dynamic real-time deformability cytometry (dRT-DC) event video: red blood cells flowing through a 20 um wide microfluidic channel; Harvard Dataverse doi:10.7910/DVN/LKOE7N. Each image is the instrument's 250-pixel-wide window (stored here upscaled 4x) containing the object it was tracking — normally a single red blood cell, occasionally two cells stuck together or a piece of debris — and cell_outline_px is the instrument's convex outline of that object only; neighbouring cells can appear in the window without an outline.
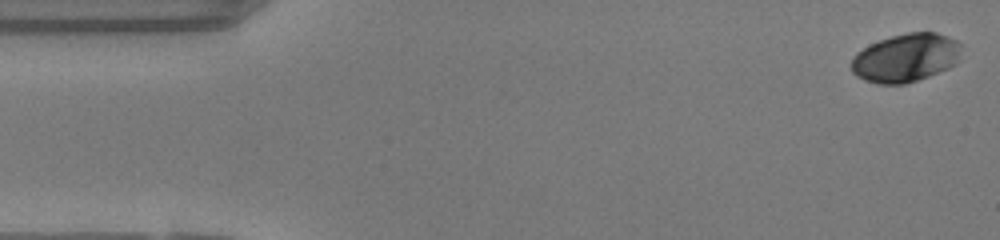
{"species": "human", "species_latin": "Homo sapiens", "temperature_condition": "warm", "stored_images_in_passage": 49, "camera_frame_rate_fps": 3000, "um_per_image_px": 0.085, "donor": {"sex": "female"}, "frame": {"image": 1, "passage_image": 1, "time_ms": 0.0, "image_size_px": [1000, 240], "cell_outline_px": [[960, 60], [956, 64], [948, 68], [928, 76], [904, 84], [880, 84], [864, 80], [856, 76], [852, 72], [852, 56], [856, 52], [880, 40], [892, 36], [908, 32], [936, 32], [948, 36], [956, 40], [960, 44]], "centroid_in_image_um": [77.0, 4.91], "position_along_channel_um": 8.0, "area_um2": 30.98}}
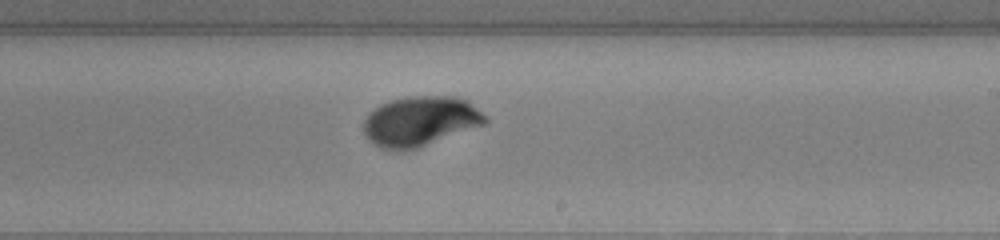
{"frame": {"image": 2, "passage_image": 28, "time_ms": 9.0, "image_size_px": [1000, 240], "cell_outline_px": [[488, 120], [484, 124], [416, 148], [396, 152], [372, 144], [368, 140], [364, 132], [364, 120], [368, 112], [380, 104], [388, 100], [408, 96], [456, 96], [468, 100]], "centroid_in_image_um": [35.66, 10.29], "position_along_channel_um": 253.3, "area_um2": 35.26}}
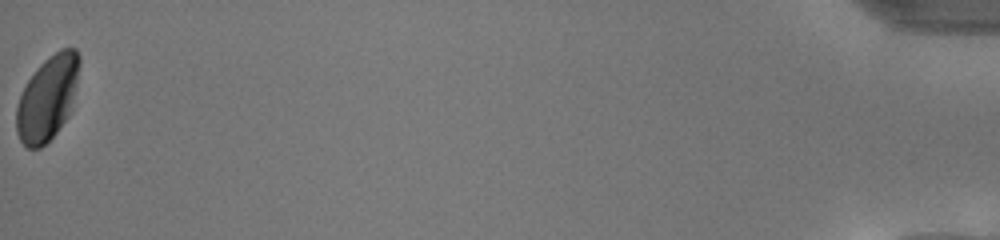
{"frame": {"image": 3, "passage_image": 49, "time_ms": 16.0, "image_size_px": [1000, 240], "cell_outline_px": [[80, 64], [76, 84], [68, 116], [56, 132], [40, 148], [28, 148], [20, 140], [16, 132], [16, 108], [20, 96], [28, 80], [36, 68], [44, 60], [60, 48], [76, 48], [80, 56]], "centroid_in_image_um": [4.03, 8.31], "position_along_channel_um": 431.2, "area_um2": 30.63}, "authors_computed_cell_mechanics": {"area_um2": 32.3102, "velocity_mm_per_s": 4.1215, "shape_relaxation_time_tau1_ms": 2.4498, "shape_relaxation_time_tau2_ms": 0.9728, "deformation_change_tau1": 0.1405, "deformation_change_tau2": 0.0226}}